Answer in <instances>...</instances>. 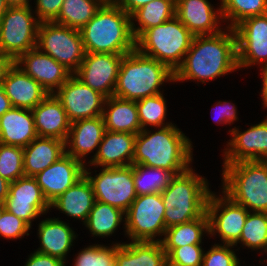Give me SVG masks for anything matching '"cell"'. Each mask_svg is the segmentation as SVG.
<instances>
[{
	"label": "cell",
	"mask_w": 267,
	"mask_h": 266,
	"mask_svg": "<svg viewBox=\"0 0 267 266\" xmlns=\"http://www.w3.org/2000/svg\"><path fill=\"white\" fill-rule=\"evenodd\" d=\"M237 69L236 34L226 26L219 33L193 37L182 64L174 72V82L191 80L206 84Z\"/></svg>",
	"instance_id": "1"
},
{
	"label": "cell",
	"mask_w": 267,
	"mask_h": 266,
	"mask_svg": "<svg viewBox=\"0 0 267 266\" xmlns=\"http://www.w3.org/2000/svg\"><path fill=\"white\" fill-rule=\"evenodd\" d=\"M157 129L137 134L132 164L166 169L174 175L187 171L193 161L191 139L174 123Z\"/></svg>",
	"instance_id": "2"
},
{
	"label": "cell",
	"mask_w": 267,
	"mask_h": 266,
	"mask_svg": "<svg viewBox=\"0 0 267 266\" xmlns=\"http://www.w3.org/2000/svg\"><path fill=\"white\" fill-rule=\"evenodd\" d=\"M79 31L88 53L127 54L135 49L131 16L117 4H103Z\"/></svg>",
	"instance_id": "3"
},
{
	"label": "cell",
	"mask_w": 267,
	"mask_h": 266,
	"mask_svg": "<svg viewBox=\"0 0 267 266\" xmlns=\"http://www.w3.org/2000/svg\"><path fill=\"white\" fill-rule=\"evenodd\" d=\"M164 82L174 83V72L164 63L135 48L124 54L121 60L113 96L138 101L161 94Z\"/></svg>",
	"instance_id": "4"
},
{
	"label": "cell",
	"mask_w": 267,
	"mask_h": 266,
	"mask_svg": "<svg viewBox=\"0 0 267 266\" xmlns=\"http://www.w3.org/2000/svg\"><path fill=\"white\" fill-rule=\"evenodd\" d=\"M208 183L192 166L171 179L168 187L161 192L165 206L166 229L198 219L206 212L208 198L212 192Z\"/></svg>",
	"instance_id": "5"
},
{
	"label": "cell",
	"mask_w": 267,
	"mask_h": 266,
	"mask_svg": "<svg viewBox=\"0 0 267 266\" xmlns=\"http://www.w3.org/2000/svg\"><path fill=\"white\" fill-rule=\"evenodd\" d=\"M221 190L250 212L267 213V166L261 160L223 163Z\"/></svg>",
	"instance_id": "6"
},
{
	"label": "cell",
	"mask_w": 267,
	"mask_h": 266,
	"mask_svg": "<svg viewBox=\"0 0 267 266\" xmlns=\"http://www.w3.org/2000/svg\"><path fill=\"white\" fill-rule=\"evenodd\" d=\"M194 35L174 16L163 24L145 30L135 48L167 65L173 72L182 64Z\"/></svg>",
	"instance_id": "7"
},
{
	"label": "cell",
	"mask_w": 267,
	"mask_h": 266,
	"mask_svg": "<svg viewBox=\"0 0 267 266\" xmlns=\"http://www.w3.org/2000/svg\"><path fill=\"white\" fill-rule=\"evenodd\" d=\"M31 6H9L0 19V53L16 60L37 47V19Z\"/></svg>",
	"instance_id": "8"
},
{
	"label": "cell",
	"mask_w": 267,
	"mask_h": 266,
	"mask_svg": "<svg viewBox=\"0 0 267 266\" xmlns=\"http://www.w3.org/2000/svg\"><path fill=\"white\" fill-rule=\"evenodd\" d=\"M164 214L161 193L138 195L125 213V235L131 241L160 242L166 230Z\"/></svg>",
	"instance_id": "9"
},
{
	"label": "cell",
	"mask_w": 267,
	"mask_h": 266,
	"mask_svg": "<svg viewBox=\"0 0 267 266\" xmlns=\"http://www.w3.org/2000/svg\"><path fill=\"white\" fill-rule=\"evenodd\" d=\"M37 48L74 74L80 67L85 49L78 29L54 22H40Z\"/></svg>",
	"instance_id": "10"
},
{
	"label": "cell",
	"mask_w": 267,
	"mask_h": 266,
	"mask_svg": "<svg viewBox=\"0 0 267 266\" xmlns=\"http://www.w3.org/2000/svg\"><path fill=\"white\" fill-rule=\"evenodd\" d=\"M90 167L85 166L84 175L91 183L96 201L109 204L127 212L137 197L133 181V164L125 167H101L92 176Z\"/></svg>",
	"instance_id": "11"
},
{
	"label": "cell",
	"mask_w": 267,
	"mask_h": 266,
	"mask_svg": "<svg viewBox=\"0 0 267 266\" xmlns=\"http://www.w3.org/2000/svg\"><path fill=\"white\" fill-rule=\"evenodd\" d=\"M212 191L207 202L209 235L221 237L222 244L234 245L241 236L249 211L233 201L223 191Z\"/></svg>",
	"instance_id": "12"
},
{
	"label": "cell",
	"mask_w": 267,
	"mask_h": 266,
	"mask_svg": "<svg viewBox=\"0 0 267 266\" xmlns=\"http://www.w3.org/2000/svg\"><path fill=\"white\" fill-rule=\"evenodd\" d=\"M239 69L267 66V14L244 19L234 28Z\"/></svg>",
	"instance_id": "13"
},
{
	"label": "cell",
	"mask_w": 267,
	"mask_h": 266,
	"mask_svg": "<svg viewBox=\"0 0 267 266\" xmlns=\"http://www.w3.org/2000/svg\"><path fill=\"white\" fill-rule=\"evenodd\" d=\"M54 95L66 111L70 123L103 114L106 97L91 89L74 74Z\"/></svg>",
	"instance_id": "14"
},
{
	"label": "cell",
	"mask_w": 267,
	"mask_h": 266,
	"mask_svg": "<svg viewBox=\"0 0 267 266\" xmlns=\"http://www.w3.org/2000/svg\"><path fill=\"white\" fill-rule=\"evenodd\" d=\"M4 207L30 227L34 219L51 210L37 180L31 176H23L10 183Z\"/></svg>",
	"instance_id": "15"
},
{
	"label": "cell",
	"mask_w": 267,
	"mask_h": 266,
	"mask_svg": "<svg viewBox=\"0 0 267 266\" xmlns=\"http://www.w3.org/2000/svg\"><path fill=\"white\" fill-rule=\"evenodd\" d=\"M124 54L85 53L74 75L106 98L113 96Z\"/></svg>",
	"instance_id": "16"
},
{
	"label": "cell",
	"mask_w": 267,
	"mask_h": 266,
	"mask_svg": "<svg viewBox=\"0 0 267 266\" xmlns=\"http://www.w3.org/2000/svg\"><path fill=\"white\" fill-rule=\"evenodd\" d=\"M229 133L231 139L223 150V163L262 161L267 157V116L247 130L241 132L239 127H233Z\"/></svg>",
	"instance_id": "17"
},
{
	"label": "cell",
	"mask_w": 267,
	"mask_h": 266,
	"mask_svg": "<svg viewBox=\"0 0 267 266\" xmlns=\"http://www.w3.org/2000/svg\"><path fill=\"white\" fill-rule=\"evenodd\" d=\"M15 64L36 80L48 94H54L72 73L37 47L20 55Z\"/></svg>",
	"instance_id": "18"
},
{
	"label": "cell",
	"mask_w": 267,
	"mask_h": 266,
	"mask_svg": "<svg viewBox=\"0 0 267 266\" xmlns=\"http://www.w3.org/2000/svg\"><path fill=\"white\" fill-rule=\"evenodd\" d=\"M85 165L65 154L35 177L50 204L84 176Z\"/></svg>",
	"instance_id": "19"
},
{
	"label": "cell",
	"mask_w": 267,
	"mask_h": 266,
	"mask_svg": "<svg viewBox=\"0 0 267 266\" xmlns=\"http://www.w3.org/2000/svg\"><path fill=\"white\" fill-rule=\"evenodd\" d=\"M175 7V16L194 36L216 34L225 28L220 7L215 9L209 0H175Z\"/></svg>",
	"instance_id": "20"
},
{
	"label": "cell",
	"mask_w": 267,
	"mask_h": 266,
	"mask_svg": "<svg viewBox=\"0 0 267 266\" xmlns=\"http://www.w3.org/2000/svg\"><path fill=\"white\" fill-rule=\"evenodd\" d=\"M105 131L103 116L71 123L68 137L65 141L66 154L86 165L85 158L89 153H93L96 150L90 161L96 156Z\"/></svg>",
	"instance_id": "21"
},
{
	"label": "cell",
	"mask_w": 267,
	"mask_h": 266,
	"mask_svg": "<svg viewBox=\"0 0 267 266\" xmlns=\"http://www.w3.org/2000/svg\"><path fill=\"white\" fill-rule=\"evenodd\" d=\"M137 134L105 131L96 156L88 161L94 168L125 167L132 165Z\"/></svg>",
	"instance_id": "22"
},
{
	"label": "cell",
	"mask_w": 267,
	"mask_h": 266,
	"mask_svg": "<svg viewBox=\"0 0 267 266\" xmlns=\"http://www.w3.org/2000/svg\"><path fill=\"white\" fill-rule=\"evenodd\" d=\"M12 107L32 110L48 92L32 77L27 75L15 63L9 69L2 84Z\"/></svg>",
	"instance_id": "23"
},
{
	"label": "cell",
	"mask_w": 267,
	"mask_h": 266,
	"mask_svg": "<svg viewBox=\"0 0 267 266\" xmlns=\"http://www.w3.org/2000/svg\"><path fill=\"white\" fill-rule=\"evenodd\" d=\"M32 114L38 137L66 141L71 123L66 111L54 94H48L32 109Z\"/></svg>",
	"instance_id": "24"
},
{
	"label": "cell",
	"mask_w": 267,
	"mask_h": 266,
	"mask_svg": "<svg viewBox=\"0 0 267 266\" xmlns=\"http://www.w3.org/2000/svg\"><path fill=\"white\" fill-rule=\"evenodd\" d=\"M70 225L59 218H46L38 225L40 247L36 252L50 255L66 263V256L74 245L78 234Z\"/></svg>",
	"instance_id": "25"
},
{
	"label": "cell",
	"mask_w": 267,
	"mask_h": 266,
	"mask_svg": "<svg viewBox=\"0 0 267 266\" xmlns=\"http://www.w3.org/2000/svg\"><path fill=\"white\" fill-rule=\"evenodd\" d=\"M37 137L32 110L12 107L0 117L1 144L24 148Z\"/></svg>",
	"instance_id": "26"
},
{
	"label": "cell",
	"mask_w": 267,
	"mask_h": 266,
	"mask_svg": "<svg viewBox=\"0 0 267 266\" xmlns=\"http://www.w3.org/2000/svg\"><path fill=\"white\" fill-rule=\"evenodd\" d=\"M66 154L65 141L37 137L23 148L25 176L34 177Z\"/></svg>",
	"instance_id": "27"
},
{
	"label": "cell",
	"mask_w": 267,
	"mask_h": 266,
	"mask_svg": "<svg viewBox=\"0 0 267 266\" xmlns=\"http://www.w3.org/2000/svg\"><path fill=\"white\" fill-rule=\"evenodd\" d=\"M95 197L91 183L84 175L74 185L50 203V209L56 208L74 220L85 223L94 205Z\"/></svg>",
	"instance_id": "28"
},
{
	"label": "cell",
	"mask_w": 267,
	"mask_h": 266,
	"mask_svg": "<svg viewBox=\"0 0 267 266\" xmlns=\"http://www.w3.org/2000/svg\"><path fill=\"white\" fill-rule=\"evenodd\" d=\"M167 255L161 242L116 243V266H166Z\"/></svg>",
	"instance_id": "29"
},
{
	"label": "cell",
	"mask_w": 267,
	"mask_h": 266,
	"mask_svg": "<svg viewBox=\"0 0 267 266\" xmlns=\"http://www.w3.org/2000/svg\"><path fill=\"white\" fill-rule=\"evenodd\" d=\"M102 116L107 131L138 134L142 130L136 101L106 98Z\"/></svg>",
	"instance_id": "30"
},
{
	"label": "cell",
	"mask_w": 267,
	"mask_h": 266,
	"mask_svg": "<svg viewBox=\"0 0 267 266\" xmlns=\"http://www.w3.org/2000/svg\"><path fill=\"white\" fill-rule=\"evenodd\" d=\"M204 234L206 236L209 235L207 212L198 219L167 228L164 238H161L160 242L168 256L175 248L191 244H202Z\"/></svg>",
	"instance_id": "31"
},
{
	"label": "cell",
	"mask_w": 267,
	"mask_h": 266,
	"mask_svg": "<svg viewBox=\"0 0 267 266\" xmlns=\"http://www.w3.org/2000/svg\"><path fill=\"white\" fill-rule=\"evenodd\" d=\"M175 8V0H153L136 10L131 15V31L134 39L136 40L145 30L173 18Z\"/></svg>",
	"instance_id": "32"
},
{
	"label": "cell",
	"mask_w": 267,
	"mask_h": 266,
	"mask_svg": "<svg viewBox=\"0 0 267 266\" xmlns=\"http://www.w3.org/2000/svg\"><path fill=\"white\" fill-rule=\"evenodd\" d=\"M122 222L125 229V212L95 200L84 226L89 229L92 237L108 238L116 232Z\"/></svg>",
	"instance_id": "33"
},
{
	"label": "cell",
	"mask_w": 267,
	"mask_h": 266,
	"mask_svg": "<svg viewBox=\"0 0 267 266\" xmlns=\"http://www.w3.org/2000/svg\"><path fill=\"white\" fill-rule=\"evenodd\" d=\"M100 0H64L56 24L80 30L102 7Z\"/></svg>",
	"instance_id": "34"
},
{
	"label": "cell",
	"mask_w": 267,
	"mask_h": 266,
	"mask_svg": "<svg viewBox=\"0 0 267 266\" xmlns=\"http://www.w3.org/2000/svg\"><path fill=\"white\" fill-rule=\"evenodd\" d=\"M174 176L166 169L133 164V181L137 196L161 193L168 187Z\"/></svg>",
	"instance_id": "35"
},
{
	"label": "cell",
	"mask_w": 267,
	"mask_h": 266,
	"mask_svg": "<svg viewBox=\"0 0 267 266\" xmlns=\"http://www.w3.org/2000/svg\"><path fill=\"white\" fill-rule=\"evenodd\" d=\"M219 7L223 23L227 22L229 28L246 18L267 14V0H220Z\"/></svg>",
	"instance_id": "36"
},
{
	"label": "cell",
	"mask_w": 267,
	"mask_h": 266,
	"mask_svg": "<svg viewBox=\"0 0 267 266\" xmlns=\"http://www.w3.org/2000/svg\"><path fill=\"white\" fill-rule=\"evenodd\" d=\"M238 243L243 247H247L254 251L267 252V213L266 212H250L248 213L245 225L242 229Z\"/></svg>",
	"instance_id": "37"
},
{
	"label": "cell",
	"mask_w": 267,
	"mask_h": 266,
	"mask_svg": "<svg viewBox=\"0 0 267 266\" xmlns=\"http://www.w3.org/2000/svg\"><path fill=\"white\" fill-rule=\"evenodd\" d=\"M163 93L145 97L136 101L139 122L141 129H147V126L162 128L172 125V122H165L167 114V104Z\"/></svg>",
	"instance_id": "38"
},
{
	"label": "cell",
	"mask_w": 267,
	"mask_h": 266,
	"mask_svg": "<svg viewBox=\"0 0 267 266\" xmlns=\"http://www.w3.org/2000/svg\"><path fill=\"white\" fill-rule=\"evenodd\" d=\"M75 256L73 266H116V242L111 246L88 245Z\"/></svg>",
	"instance_id": "39"
},
{
	"label": "cell",
	"mask_w": 267,
	"mask_h": 266,
	"mask_svg": "<svg viewBox=\"0 0 267 266\" xmlns=\"http://www.w3.org/2000/svg\"><path fill=\"white\" fill-rule=\"evenodd\" d=\"M0 175L10 183L25 176L23 147L0 143Z\"/></svg>",
	"instance_id": "40"
},
{
	"label": "cell",
	"mask_w": 267,
	"mask_h": 266,
	"mask_svg": "<svg viewBox=\"0 0 267 266\" xmlns=\"http://www.w3.org/2000/svg\"><path fill=\"white\" fill-rule=\"evenodd\" d=\"M232 248L234 245L214 243L204 251L202 266H238L241 260Z\"/></svg>",
	"instance_id": "41"
},
{
	"label": "cell",
	"mask_w": 267,
	"mask_h": 266,
	"mask_svg": "<svg viewBox=\"0 0 267 266\" xmlns=\"http://www.w3.org/2000/svg\"><path fill=\"white\" fill-rule=\"evenodd\" d=\"M204 251L201 244L175 248L167 256V264L169 266H202Z\"/></svg>",
	"instance_id": "42"
},
{
	"label": "cell",
	"mask_w": 267,
	"mask_h": 266,
	"mask_svg": "<svg viewBox=\"0 0 267 266\" xmlns=\"http://www.w3.org/2000/svg\"><path fill=\"white\" fill-rule=\"evenodd\" d=\"M30 227L22 219L8 212L6 209L2 212L0 219V236L9 239H20L30 235L28 232Z\"/></svg>",
	"instance_id": "43"
},
{
	"label": "cell",
	"mask_w": 267,
	"mask_h": 266,
	"mask_svg": "<svg viewBox=\"0 0 267 266\" xmlns=\"http://www.w3.org/2000/svg\"><path fill=\"white\" fill-rule=\"evenodd\" d=\"M64 0H36L34 13L40 22H53L59 15Z\"/></svg>",
	"instance_id": "44"
},
{
	"label": "cell",
	"mask_w": 267,
	"mask_h": 266,
	"mask_svg": "<svg viewBox=\"0 0 267 266\" xmlns=\"http://www.w3.org/2000/svg\"><path fill=\"white\" fill-rule=\"evenodd\" d=\"M217 111V115L214 116V122L223 124V125H231L236 120L238 121V114H237V108L235 104L231 103L230 101H218L217 104L213 107ZM213 109V110H214Z\"/></svg>",
	"instance_id": "45"
},
{
	"label": "cell",
	"mask_w": 267,
	"mask_h": 266,
	"mask_svg": "<svg viewBox=\"0 0 267 266\" xmlns=\"http://www.w3.org/2000/svg\"><path fill=\"white\" fill-rule=\"evenodd\" d=\"M24 266H66L62 260L34 251L28 256Z\"/></svg>",
	"instance_id": "46"
},
{
	"label": "cell",
	"mask_w": 267,
	"mask_h": 266,
	"mask_svg": "<svg viewBox=\"0 0 267 266\" xmlns=\"http://www.w3.org/2000/svg\"><path fill=\"white\" fill-rule=\"evenodd\" d=\"M153 0H119V5L130 16L139 8Z\"/></svg>",
	"instance_id": "47"
},
{
	"label": "cell",
	"mask_w": 267,
	"mask_h": 266,
	"mask_svg": "<svg viewBox=\"0 0 267 266\" xmlns=\"http://www.w3.org/2000/svg\"><path fill=\"white\" fill-rule=\"evenodd\" d=\"M14 63V59L9 56L2 55L0 53V87H2L7 73Z\"/></svg>",
	"instance_id": "48"
},
{
	"label": "cell",
	"mask_w": 267,
	"mask_h": 266,
	"mask_svg": "<svg viewBox=\"0 0 267 266\" xmlns=\"http://www.w3.org/2000/svg\"><path fill=\"white\" fill-rule=\"evenodd\" d=\"M261 76L262 77V88H261V97H262V104L264 109H267V66L261 68Z\"/></svg>",
	"instance_id": "49"
},
{
	"label": "cell",
	"mask_w": 267,
	"mask_h": 266,
	"mask_svg": "<svg viewBox=\"0 0 267 266\" xmlns=\"http://www.w3.org/2000/svg\"><path fill=\"white\" fill-rule=\"evenodd\" d=\"M12 108L10 99L5 94V91L0 87V117Z\"/></svg>",
	"instance_id": "50"
},
{
	"label": "cell",
	"mask_w": 267,
	"mask_h": 266,
	"mask_svg": "<svg viewBox=\"0 0 267 266\" xmlns=\"http://www.w3.org/2000/svg\"><path fill=\"white\" fill-rule=\"evenodd\" d=\"M10 182L0 175V204H4L9 193Z\"/></svg>",
	"instance_id": "51"
},
{
	"label": "cell",
	"mask_w": 267,
	"mask_h": 266,
	"mask_svg": "<svg viewBox=\"0 0 267 266\" xmlns=\"http://www.w3.org/2000/svg\"><path fill=\"white\" fill-rule=\"evenodd\" d=\"M30 0H5V3L9 6H31Z\"/></svg>",
	"instance_id": "52"
},
{
	"label": "cell",
	"mask_w": 267,
	"mask_h": 266,
	"mask_svg": "<svg viewBox=\"0 0 267 266\" xmlns=\"http://www.w3.org/2000/svg\"><path fill=\"white\" fill-rule=\"evenodd\" d=\"M7 8H8V5L5 3V0H0V19H1V16L5 13Z\"/></svg>",
	"instance_id": "53"
},
{
	"label": "cell",
	"mask_w": 267,
	"mask_h": 266,
	"mask_svg": "<svg viewBox=\"0 0 267 266\" xmlns=\"http://www.w3.org/2000/svg\"><path fill=\"white\" fill-rule=\"evenodd\" d=\"M103 4H117L119 0H100Z\"/></svg>",
	"instance_id": "54"
},
{
	"label": "cell",
	"mask_w": 267,
	"mask_h": 266,
	"mask_svg": "<svg viewBox=\"0 0 267 266\" xmlns=\"http://www.w3.org/2000/svg\"><path fill=\"white\" fill-rule=\"evenodd\" d=\"M5 210L4 204H0V219L2 216V212Z\"/></svg>",
	"instance_id": "55"
},
{
	"label": "cell",
	"mask_w": 267,
	"mask_h": 266,
	"mask_svg": "<svg viewBox=\"0 0 267 266\" xmlns=\"http://www.w3.org/2000/svg\"><path fill=\"white\" fill-rule=\"evenodd\" d=\"M264 163H265V165L267 166V157L265 158V159H263L262 160Z\"/></svg>",
	"instance_id": "56"
}]
</instances>
